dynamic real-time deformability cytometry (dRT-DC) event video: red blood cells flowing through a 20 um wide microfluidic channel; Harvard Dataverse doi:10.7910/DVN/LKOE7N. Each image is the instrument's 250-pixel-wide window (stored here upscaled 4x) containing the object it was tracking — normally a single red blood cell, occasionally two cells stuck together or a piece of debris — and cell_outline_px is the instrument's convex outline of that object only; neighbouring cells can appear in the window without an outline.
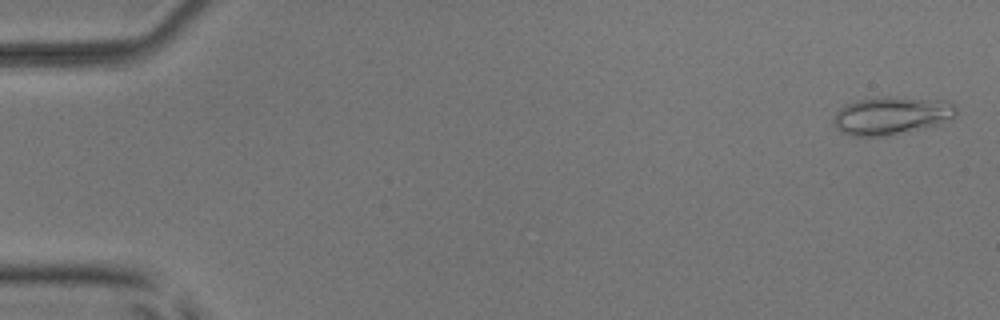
{"species": "common noctule bat (a hibernating species)", "species_latin": "Nyctalus noctula", "temperature_condition": "room temperature", "stored_images_in_passage": 53, "camera_frame_rate_fps": 3000, "um_per_image_px": 0.085, "animal": {"sex": "male", "body_mass_g": 17.9, "forearm_length_mm": 54.2}, "frame": {"image": 1, "passage_image": 2, "time_ms": 0.333, "image_size_px": [1000, 320], "cell_outline_px": [[956, 112], [952, 116], [936, 124], [888, 136], [852, 136], [840, 132], [836, 128], [836, 112], [844, 104], [856, 100], [880, 96], [888, 96], [948, 100], [956, 104]], "centroid_in_image_um": [75.75, 9.8], "position_along_channel_um": 9.3, "area_um2": 26.99}}
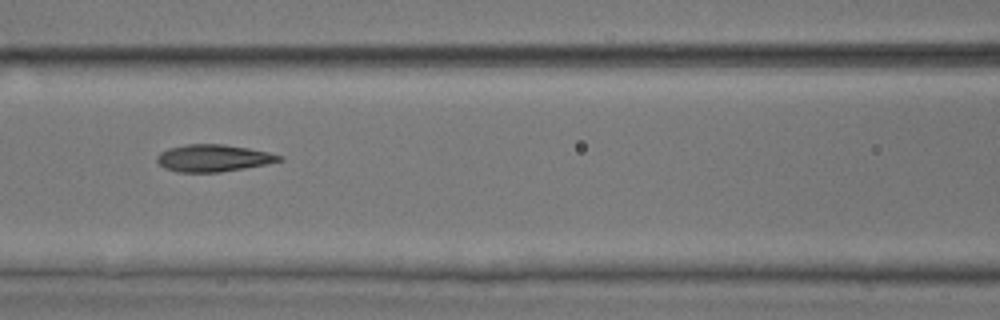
{"frame": {"image": 2, "passage_image": 24, "time_ms": 7.667, "image_size_px": [1000, 320], "cell_outline_px": [[284, 160], [244, 168], [220, 172], [176, 172], [164, 168], [156, 160], [156, 156], [160, 152], [168, 148], [188, 144], [224, 144], [248, 148], [268, 152], [284, 156]], "centroid_in_image_um": [18.11, 13.43], "position_along_channel_um": 148.5, "area_um2": 19.31}}
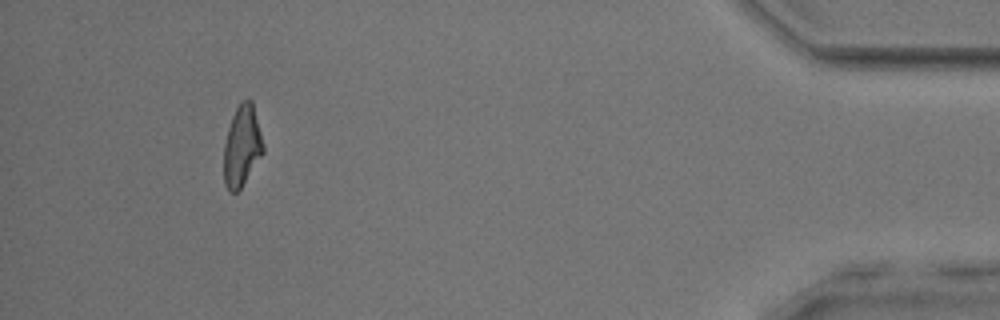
{"frame": {"image": 3, "passage_image": 49, "time_ms": 16.0, "image_size_px": [1000, 320], "cell_outline_px": [[264, 152], [240, 188], [236, 192], [228, 192], [224, 184], [224, 144], [228, 128], [232, 116], [240, 100], [248, 96], [252, 100], [264, 144]], "centroid_in_image_um": [20.57, 12.36], "position_along_channel_um": 414.6, "area_um2": 18.73}, "authors_computed_cell_mechanics": {"area_um2": 19.4786, "velocity_mm_per_s": 3.9611, "shape_relaxation_time_tau1_ms": 6.6654, "shape_relaxation_time_tau2_ms": 2.1859, "deformation_change_tau1": 0.1791, "deformation_change_tau2": 0.1014}}